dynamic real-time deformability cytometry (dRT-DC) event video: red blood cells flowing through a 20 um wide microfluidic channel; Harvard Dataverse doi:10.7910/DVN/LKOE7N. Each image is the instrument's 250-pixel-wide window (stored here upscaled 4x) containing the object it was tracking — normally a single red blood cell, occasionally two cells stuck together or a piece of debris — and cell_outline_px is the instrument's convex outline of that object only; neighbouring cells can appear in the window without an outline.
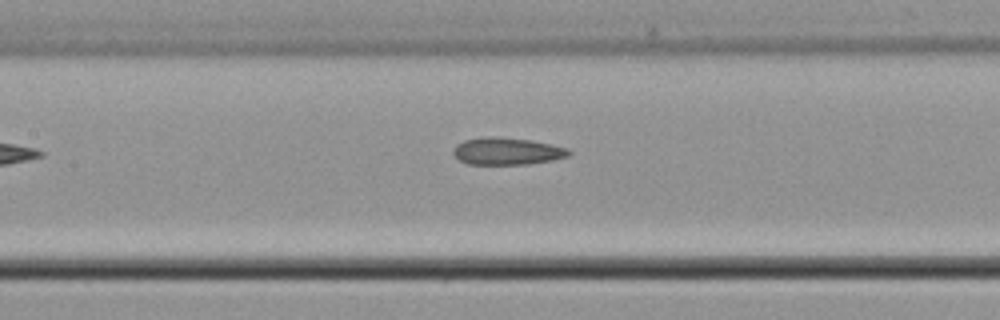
{"species": "common noctule bat (a hibernating species)", "species_latin": "Nyctalus noctula", "temperature_condition": "cold", "stored_images_in_passage": 7, "camera_frame_rate_fps": 3000, "um_per_image_px": 0.085, "animal": {"sex": "male", "body_mass_g": 21.5, "forearm_length_mm": 52.0}, "frame": {"image": 1, "passage_image": 7, "time_ms": 7.333, "image_size_px": [1000, 320], "cell_outline_px": [[572, 152], [568, 156], [552, 160], [528, 164], [468, 164], [460, 160], [452, 152], [452, 148], [456, 144], [464, 140], [480, 136], [496, 136], [532, 140], [568, 148]], "centroid_in_image_um": [43.07, 12.83], "position_along_channel_um": 164.3, "area_um2": 18.5}}